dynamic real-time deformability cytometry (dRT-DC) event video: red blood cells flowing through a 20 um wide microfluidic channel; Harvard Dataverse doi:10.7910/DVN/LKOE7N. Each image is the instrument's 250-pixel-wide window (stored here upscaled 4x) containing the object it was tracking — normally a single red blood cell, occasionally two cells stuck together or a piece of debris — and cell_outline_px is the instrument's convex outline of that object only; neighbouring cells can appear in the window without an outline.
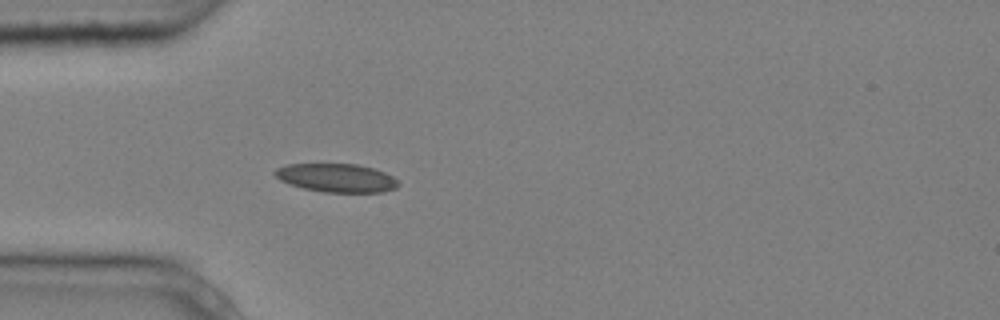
{"species": "common noctule bat (a hibernating species)", "species_latin": "Nyctalus noctula", "temperature_condition": "cold", "stored_images_in_passage": 4, "camera_frame_rate_fps": 3000, "um_per_image_px": 0.085, "animal": {"sex": "male", "body_mass_g": 20.4}, "frame": {"image": 1, "passage_image": 4, "time_ms": 1.0, "image_size_px": [1000, 320], "cell_outline_px": [[400, 184], [396, 188], [384, 192], [324, 192], [304, 188], [288, 184], [280, 180], [272, 172], [276, 168], [288, 164], [356, 164], [372, 168], [384, 172], [392, 176]], "centroid_in_image_um": [28.59, 15.12], "position_along_channel_um": 56.4, "area_um2": 20.46}}